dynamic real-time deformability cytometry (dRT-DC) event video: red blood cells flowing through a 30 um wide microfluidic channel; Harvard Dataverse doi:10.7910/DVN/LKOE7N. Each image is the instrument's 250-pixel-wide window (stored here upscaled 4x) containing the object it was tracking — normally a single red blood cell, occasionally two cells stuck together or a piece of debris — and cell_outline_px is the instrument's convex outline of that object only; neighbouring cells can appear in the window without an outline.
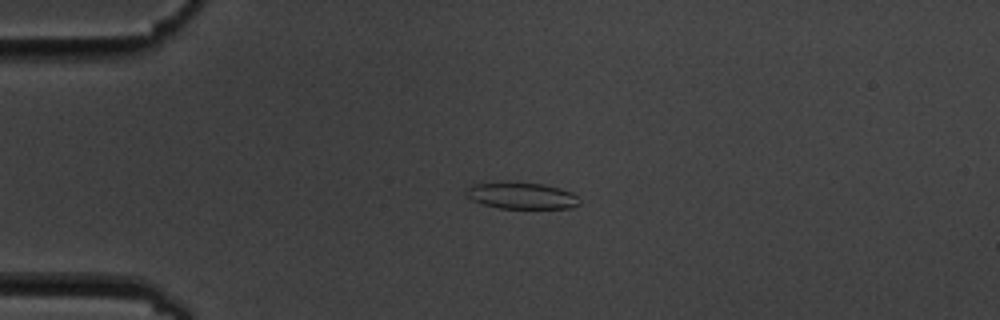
{"species": "common noctule bat (a hibernating species)", "species_latin": "Nyctalus noctula", "temperature_condition": "cold", "stored_images_in_passage": 3, "camera_frame_rate_fps": 3000, "um_per_image_px": 0.085, "animal": {"sex": "male", "body_mass_g": 19.5, "forearm_length_mm": 54.6}, "frame": {"image": 1, "passage_image": 2, "time_ms": 2.333, "image_size_px": [1000, 320], "cell_outline_px": [[580, 204], [572, 208], [500, 208], [484, 204], [472, 200], [464, 192], [472, 184], [544, 184], [560, 188], [572, 192], [576, 196]], "centroid_in_image_um": [44.39, 16.66], "position_along_channel_um": 40.6, "area_um2": 16.82}}